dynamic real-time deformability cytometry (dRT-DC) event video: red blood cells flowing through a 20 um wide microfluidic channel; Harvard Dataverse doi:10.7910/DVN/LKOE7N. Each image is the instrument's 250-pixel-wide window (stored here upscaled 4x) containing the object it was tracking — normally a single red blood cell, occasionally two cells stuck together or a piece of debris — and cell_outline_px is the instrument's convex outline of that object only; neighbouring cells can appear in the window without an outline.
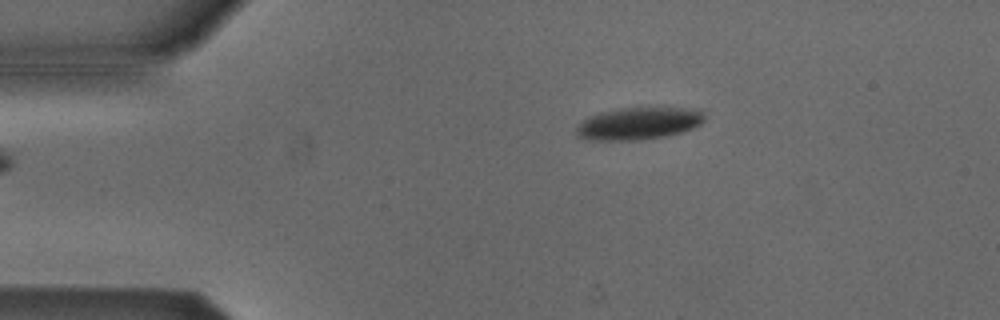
{"species": "Egyptian fruit bat (a non-hibernating species)", "species_latin": "Rousettus aegyptiacus", "temperature_condition": "cold", "stored_images_in_passage": 7, "camera_frame_rate_fps": 3000, "um_per_image_px": 0.085, "animal": {"sex": "male"}, "frame": {"image": 1, "passage_image": 1, "time_ms": 0.0, "image_size_px": [1000, 320], "cell_outline_px": [[704, 120], [700, 124], [692, 128], [680, 132], [664, 136], [640, 140], [580, 140], [576, 136], [576, 128], [588, 116], [600, 112], [620, 108], [700, 108], [704, 112]], "centroid_in_image_um": [54.26, 10.49], "position_along_channel_um": 30.7, "area_um2": 24.22}}